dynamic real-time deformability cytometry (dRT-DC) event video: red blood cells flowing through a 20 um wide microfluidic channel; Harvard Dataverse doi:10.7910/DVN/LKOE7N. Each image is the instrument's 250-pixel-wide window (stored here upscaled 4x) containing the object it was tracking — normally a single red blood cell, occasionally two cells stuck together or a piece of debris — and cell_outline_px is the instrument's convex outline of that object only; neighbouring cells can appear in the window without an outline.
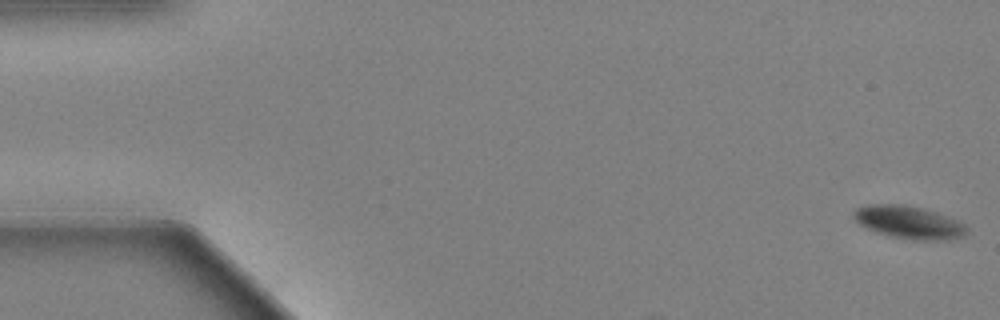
{"species": "Egyptian fruit bat (a non-hibernating species)", "species_latin": "Rousettus aegyptiacus", "temperature_condition": "warm", "stored_images_in_passage": 58, "camera_frame_rate_fps": 3000, "um_per_image_px": 0.085, "animal": {"sex": "female"}, "frame": {"image": 1, "passage_image": 1, "time_ms": 0.0, "image_size_px": [1000, 320], "cell_outline_px": [[968, 232], [960, 236], [948, 240], [912, 240], [892, 236], [876, 232], [860, 224], [852, 216], [852, 212], [856, 208], [868, 204], [904, 204], [936, 212], [956, 220], [964, 224], [968, 228]], "centroid_in_image_um": [77.23, 18.89], "position_along_channel_um": 7.8, "area_um2": 21.44}}
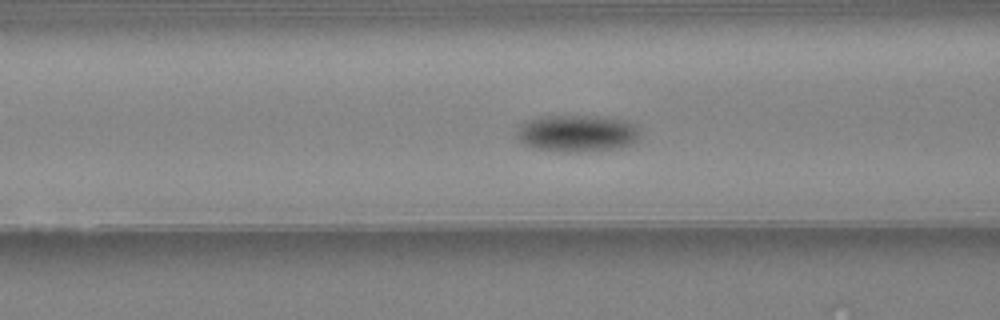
{"frame": {"image": 2, "passage_image": 23, "time_ms": 7.333, "image_size_px": [1000, 320], "cell_outline_px": [[640, 132], [636, 140], [620, 148], [576, 152], [564, 152], [536, 148], [520, 144], [516, 136], [516, 128], [524, 120], [540, 116], [588, 116], [620, 120], [632, 124]], "centroid_in_image_um": [48.92, 11.34], "position_along_channel_um": 117.7, "area_um2": 26.41}}
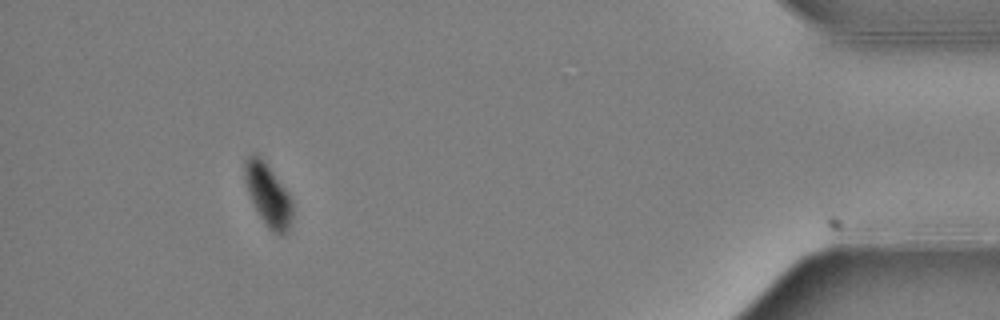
{"frame": {"image": 3, "passage_image": 53, "time_ms": 17.333, "image_size_px": [1000, 320], "cell_outline_px": [[292, 216], [288, 232], [280, 236], [272, 232], [264, 224], [248, 192], [244, 180], [244, 160], [252, 152], [256, 152], [264, 160], [288, 192], [292, 204]], "centroid_in_image_um": [22.77, 16.55], "position_along_channel_um": 412.4, "area_um2": 17.46}, "authors_computed_cell_mechanics": {"area_um2": 22.8021, "velocity_mm_per_s": 3.5563, "shape_relaxation_time_tau1_ms": 1.256, "shape_relaxation_time_tau2_ms": null, "deformation_change_tau1": 0.0845, "deformation_change_tau2": null}}